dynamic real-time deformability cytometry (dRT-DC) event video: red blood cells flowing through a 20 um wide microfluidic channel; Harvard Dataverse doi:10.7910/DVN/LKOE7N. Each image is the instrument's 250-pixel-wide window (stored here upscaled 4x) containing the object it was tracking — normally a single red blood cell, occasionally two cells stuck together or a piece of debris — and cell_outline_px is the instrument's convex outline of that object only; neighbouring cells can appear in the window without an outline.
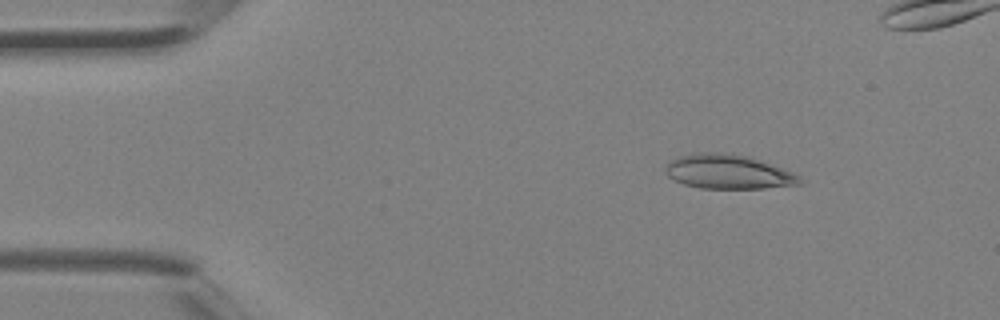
{"species": "Egyptian fruit bat (a non-hibernating species)", "species_latin": "Rousettus aegyptiacus", "temperature_condition": "room temperature", "stored_images_in_passage": 41, "camera_frame_rate_fps": 3000, "um_per_image_px": 0.085, "animal": {"sex": "female"}, "frame": {"image": 1, "passage_image": 6, "time_ms": 1.667, "image_size_px": [1000, 320], "cell_outline_px": [[804, 184], [764, 188], [700, 188], [684, 184], [668, 176], [664, 168], [672, 160], [680, 156], [696, 152], [720, 152], [748, 156], [780, 168], [800, 176], [804, 180]], "centroid_in_image_um": [61.9, 14.6], "position_along_channel_um": 23.1, "area_um2": 26.59}}
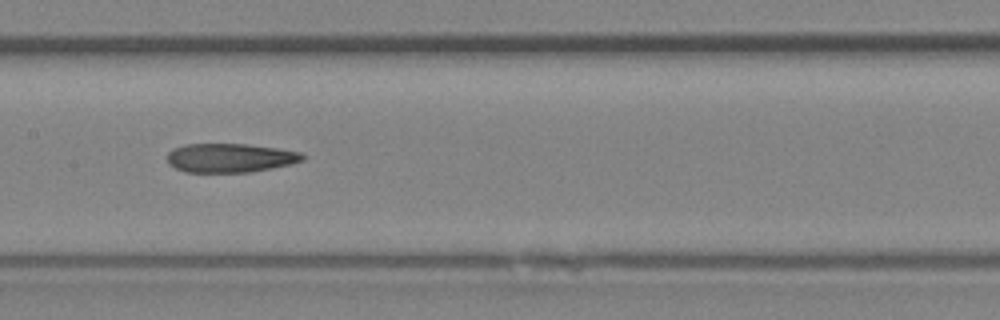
{"frame": {"image": 2, "passage_image": 20, "time_ms": 6.333, "image_size_px": [1000, 320], "cell_outline_px": [[304, 160], [292, 164], [252, 172], [184, 172], [168, 164], [168, 152], [172, 148], [184, 144], [244, 144], [276, 148], [304, 152]], "centroid_in_image_um": [19.57, 13.42], "position_along_channel_um": 187.8, "area_um2": 23.0}}
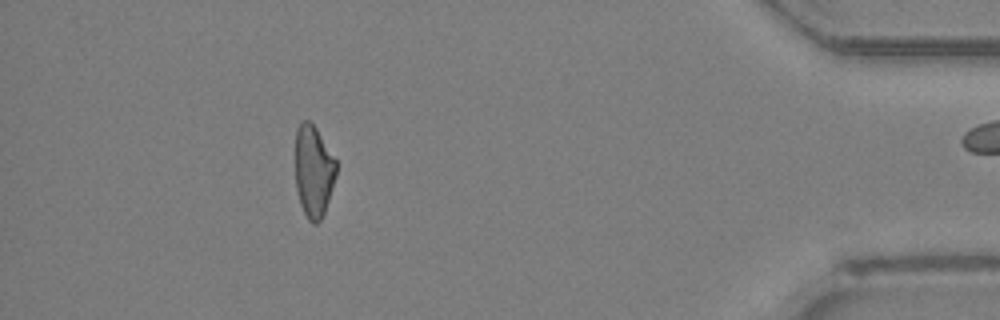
{"frame": {"image": 3, "passage_image": 36, "time_ms": 11.667, "image_size_px": [1000, 320], "cell_outline_px": [[336, 176], [324, 212], [320, 220], [316, 224], [312, 224], [308, 220], [300, 204], [296, 188], [296, 128], [304, 120], [308, 120], [316, 128], [336, 160]], "centroid_in_image_um": [26.64, 14.56], "position_along_channel_um": 408.6, "area_um2": 21.68}}